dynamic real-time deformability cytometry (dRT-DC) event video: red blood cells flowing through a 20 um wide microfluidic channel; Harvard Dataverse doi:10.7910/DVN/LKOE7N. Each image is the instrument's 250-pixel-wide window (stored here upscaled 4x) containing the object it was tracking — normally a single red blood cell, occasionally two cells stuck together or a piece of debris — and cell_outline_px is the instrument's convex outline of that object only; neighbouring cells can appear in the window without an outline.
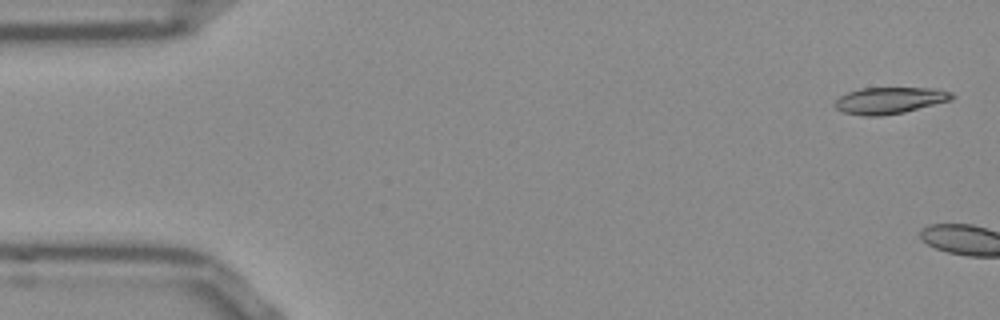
{"species": "Egyptian fruit bat (a non-hibernating species)", "species_latin": "Rousettus aegyptiacus", "temperature_condition": "room temperature", "stored_images_in_passage": 5, "camera_frame_rate_fps": 3000, "um_per_image_px": 0.085, "frame": {"image": 1, "passage_image": 2, "time_ms": 0.333, "image_size_px": [1000, 320], "cell_outline_px": [[956, 96], [952, 100], [904, 112], [880, 116], [864, 116], [844, 112], [836, 108], [832, 104], [840, 96], [848, 92], [860, 88], [932, 88], [952, 92]], "centroid_in_image_um": [75.63, 8.53], "position_along_channel_um": 9.4, "area_um2": 18.15}}